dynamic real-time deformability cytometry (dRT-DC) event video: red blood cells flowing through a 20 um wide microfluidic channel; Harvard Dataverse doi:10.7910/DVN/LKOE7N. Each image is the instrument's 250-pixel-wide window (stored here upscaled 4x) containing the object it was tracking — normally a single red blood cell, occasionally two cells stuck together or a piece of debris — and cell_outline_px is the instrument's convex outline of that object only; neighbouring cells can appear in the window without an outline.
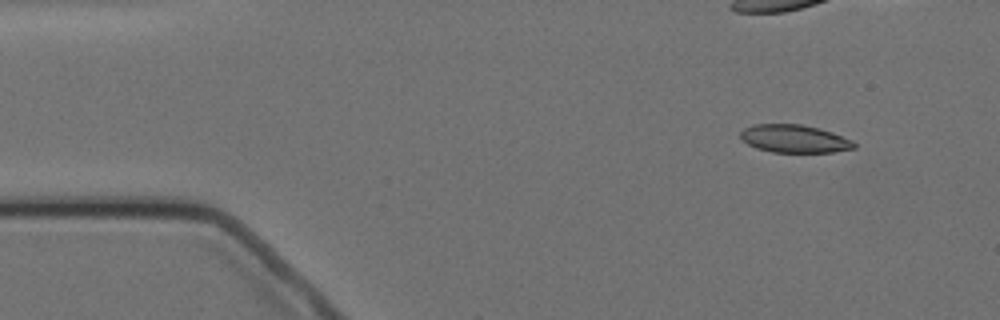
{"species": "Egyptian fruit bat (a non-hibernating species)", "species_latin": "Rousettus aegyptiacus", "temperature_condition": "cold", "stored_images_in_passage": 5, "camera_frame_rate_fps": 3000, "um_per_image_px": 0.085, "animal": {"sex": "female"}, "frame": {"image": 1, "passage_image": 2, "time_ms": 1.333, "image_size_px": [1000, 320], "cell_outline_px": [[856, 148], [832, 152], [772, 152], [756, 148], [748, 144], [740, 136], [740, 132], [744, 128], [752, 124], [800, 124], [820, 128], [832, 132], [852, 140], [856, 144]], "centroid_in_image_um": [67.53, 11.79], "position_along_channel_um": 17.5, "area_um2": 18.5}}